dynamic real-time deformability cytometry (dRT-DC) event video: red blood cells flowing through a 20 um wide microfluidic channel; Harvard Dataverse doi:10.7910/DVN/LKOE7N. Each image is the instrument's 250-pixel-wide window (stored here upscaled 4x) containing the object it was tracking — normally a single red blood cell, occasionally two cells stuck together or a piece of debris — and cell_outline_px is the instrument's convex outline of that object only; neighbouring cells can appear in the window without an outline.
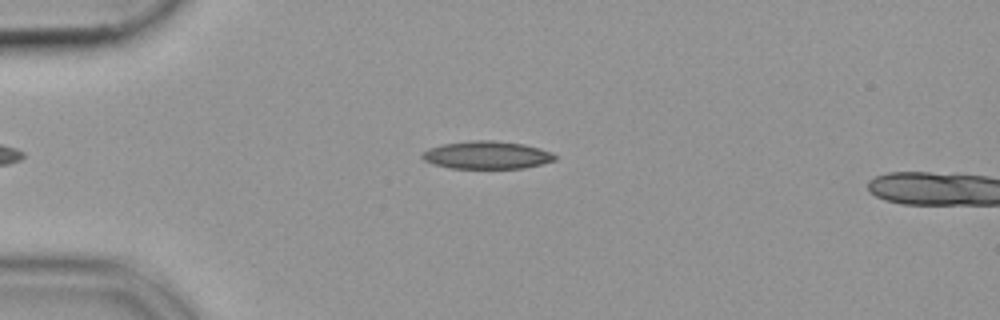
{"species": "common noctule bat (a hibernating species)", "species_latin": "Nyctalus noctula", "temperature_condition": "cold", "stored_images_in_passage": 6, "camera_frame_rate_fps": 3000, "um_per_image_px": 0.085, "animal": {"sex": "female", "body_mass_g": 19.9}, "frame": {"image": 1, "passage_image": 3, "time_ms": 0.667, "image_size_px": [1000, 320], "cell_outline_px": [[556, 160], [524, 168], [448, 168], [432, 164], [424, 160], [420, 156], [428, 148], [444, 144], [476, 140], [492, 140], [524, 144], [540, 148], [552, 152], [556, 156]], "centroid_in_image_um": [41.38, 13.18], "position_along_channel_um": 43.6, "area_um2": 21.44}}